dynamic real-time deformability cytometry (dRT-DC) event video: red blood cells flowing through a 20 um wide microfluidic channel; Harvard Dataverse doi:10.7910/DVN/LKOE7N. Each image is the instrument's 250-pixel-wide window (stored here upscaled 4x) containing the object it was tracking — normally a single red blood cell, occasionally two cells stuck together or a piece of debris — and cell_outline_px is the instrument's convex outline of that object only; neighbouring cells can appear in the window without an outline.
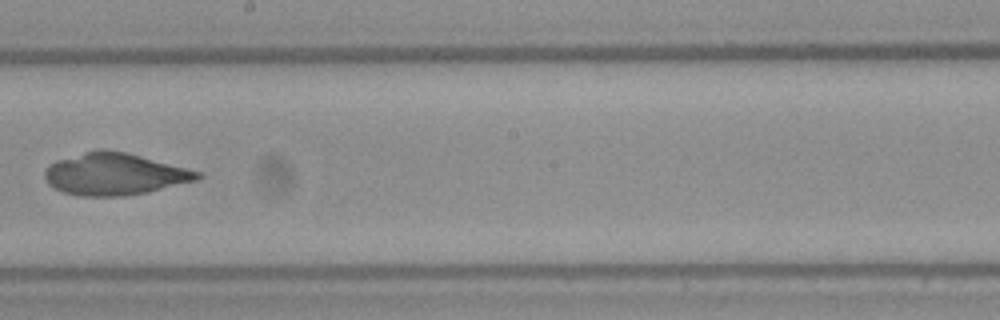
{"species": "Egyptian fruit bat (a non-hibernating species)", "species_latin": "Rousettus aegyptiacus", "temperature_condition": "warm", "stored_images_in_passage": 37, "camera_frame_rate_fps": 3000, "um_per_image_px": 0.085, "frame": {"image": 1, "passage_image": 23, "time_ms": 7.333, "image_size_px": [1000, 320], "cell_outline_px": [[204, 176], [200, 180], [148, 192], [128, 196], [80, 196], [64, 192], [48, 184], [44, 176], [44, 172], [56, 160], [84, 152], [100, 148], [104, 148], [124, 152], [204, 172]], "centroid_in_image_um": [9.81, 14.8], "position_along_channel_um": 238.4, "area_um2": 37.51}}
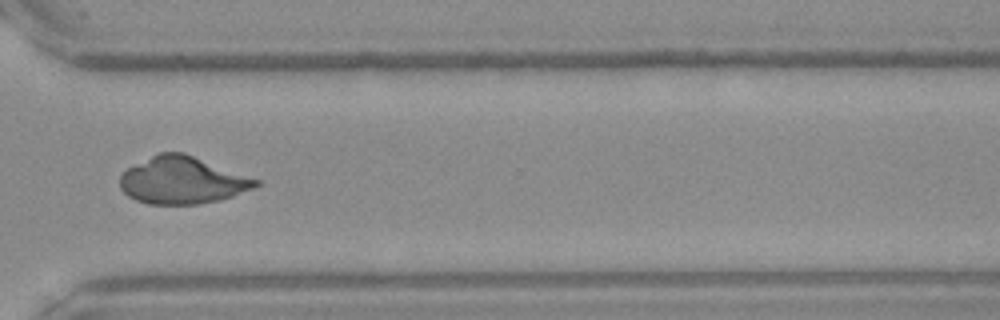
{"frame": {"image": 2, "passage_image": 30, "time_ms": 9.667, "image_size_px": [1000, 320], "cell_outline_px": [[260, 184], [252, 188], [232, 196], [220, 200], [200, 204], [148, 204], [136, 200], [128, 196], [120, 188], [120, 176], [128, 168], [160, 152], [184, 152], [260, 180]], "centroid_in_image_um": [15.5, 15.33], "position_along_channel_um": 355.1, "area_um2": 37.11}}
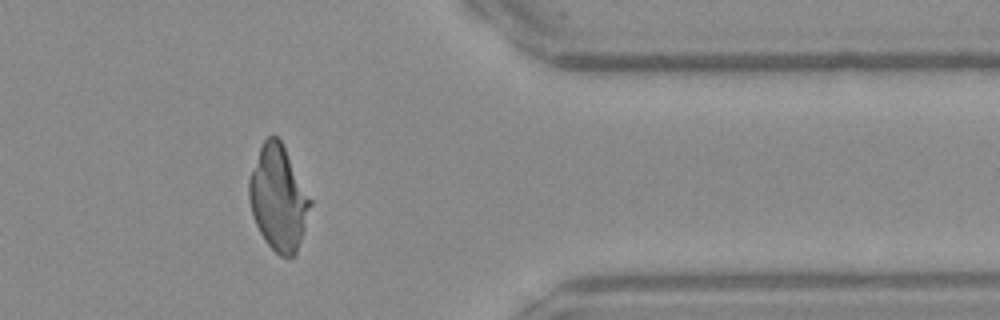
{"frame": {"image": 3, "passage_image": 33, "time_ms": 10.667, "image_size_px": [1000, 320], "cell_outline_px": [[312, 204], [296, 256], [280, 256], [268, 244], [260, 232], [252, 216], [248, 196], [248, 180], [260, 148], [264, 140], [272, 132], [280, 140], [312, 200]], "centroid_in_image_um": [23.66, 16.85], "position_along_channel_um": 387.7, "area_um2": 37.11}}